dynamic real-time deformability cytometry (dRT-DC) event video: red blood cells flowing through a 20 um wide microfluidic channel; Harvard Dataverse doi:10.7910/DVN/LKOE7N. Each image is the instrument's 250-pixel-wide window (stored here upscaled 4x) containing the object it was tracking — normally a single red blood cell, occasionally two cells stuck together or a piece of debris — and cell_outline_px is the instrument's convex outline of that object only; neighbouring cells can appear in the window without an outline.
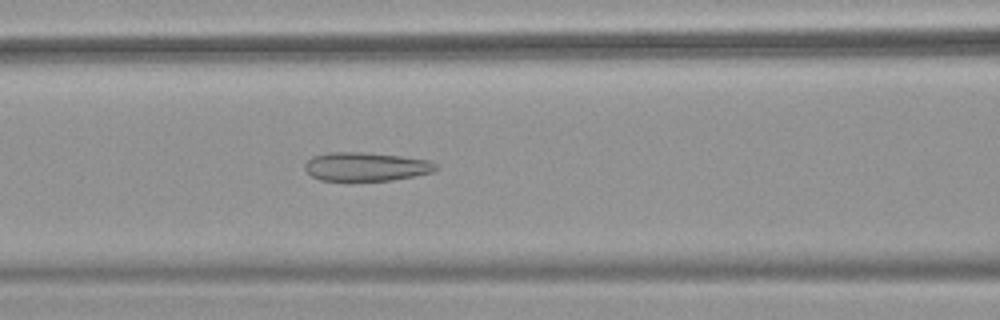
{"species": "common noctule bat (a hibernating species)", "species_latin": "Nyctalus noctula", "temperature_condition": "warm", "stored_images_in_passage": 51, "camera_frame_rate_fps": 3000, "um_per_image_px": 0.085, "animal": {"sex": "female", "body_mass_g": 18.4}, "frame": {"image": 1, "passage_image": 22, "time_ms": 7.0, "image_size_px": [1000, 320], "cell_outline_px": [[436, 168], [432, 172], [392, 180], [320, 180], [312, 176], [304, 168], [304, 164], [312, 156], [328, 152], [360, 152], [400, 156], [428, 160], [436, 164]], "centroid_in_image_um": [31.06, 14.16], "position_along_channel_um": 135.5, "area_um2": 21.62}}
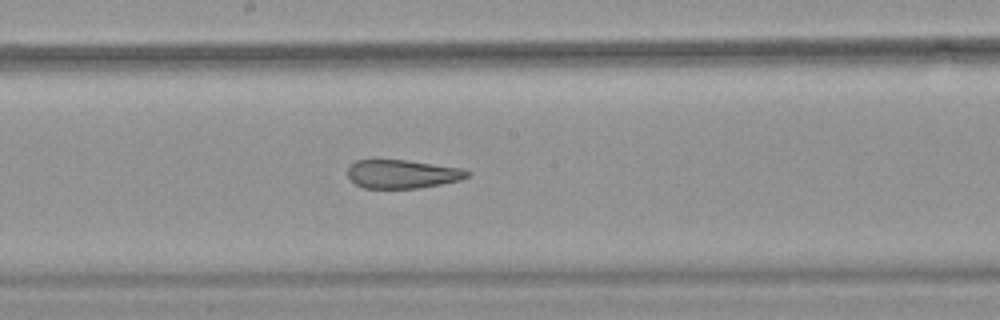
{"frame": {"image": 2, "passage_image": 28, "time_ms": 9.0, "image_size_px": [1000, 320], "cell_outline_px": [[472, 172], [468, 176], [460, 180], [420, 188], [364, 188], [356, 184], [348, 176], [348, 168], [356, 160], [404, 160], [464, 168]], "centroid_in_image_um": [34.23, 14.79], "position_along_channel_um": 214.0, "area_um2": 19.83}}
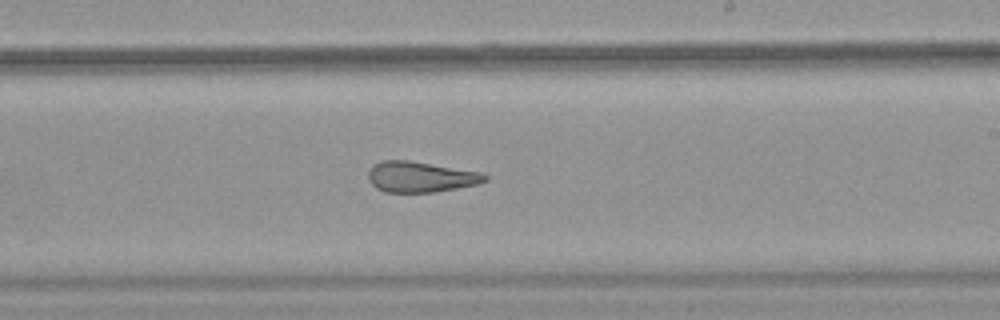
{"frame": {"image": 3, "passage_image": 31, "time_ms": 10.0, "image_size_px": [1000, 320], "cell_outline_px": [[488, 180], [476, 184], [436, 192], [384, 192], [376, 188], [368, 180], [368, 172], [376, 164], [384, 160], [408, 160], [484, 172], [488, 176]], "centroid_in_image_um": [35.78, 15.03], "position_along_channel_um": 253.2, "area_um2": 20.87}, "authors_computed_cell_mechanics": {"area_um2": 25.3164, "velocity_mm_per_s": 3.9455, "shape_relaxation_time_tau1_ms": null, "shape_relaxation_time_tau2_ms": 2.1611, "deformation_change_tau1": null, "deformation_change_tau2": 0.1074}}